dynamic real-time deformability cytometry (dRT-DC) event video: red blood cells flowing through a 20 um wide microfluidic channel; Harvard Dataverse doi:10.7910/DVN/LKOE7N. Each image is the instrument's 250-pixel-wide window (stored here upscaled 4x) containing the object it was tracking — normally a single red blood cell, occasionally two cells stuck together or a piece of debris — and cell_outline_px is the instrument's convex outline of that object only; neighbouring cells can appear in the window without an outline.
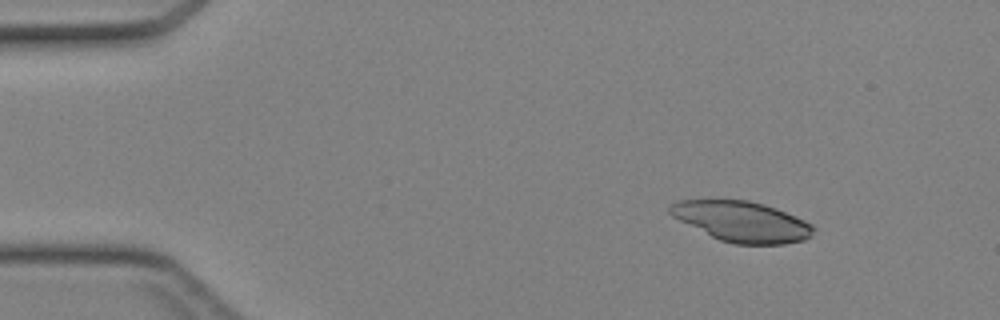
{"species": "Egyptian fruit bat (a non-hibernating species)", "species_latin": "Rousettus aegyptiacus", "temperature_condition": "cold", "stored_images_in_passage": 44, "camera_frame_rate_fps": 3000, "um_per_image_px": 0.085, "animal": {"sex": "female"}, "frame": {"image": 1, "passage_image": 5, "time_ms": 1.333, "image_size_px": [1000, 320], "cell_outline_px": [[816, 228], [812, 236], [804, 240], [784, 244], [736, 244], [720, 240], [672, 216], [668, 212], [668, 208], [672, 204], [680, 200], [748, 200], [764, 204], [776, 208], [796, 216], [812, 224]], "centroid_in_image_um": [63.11, 18.83], "position_along_channel_um": 21.9, "area_um2": 33.58}}